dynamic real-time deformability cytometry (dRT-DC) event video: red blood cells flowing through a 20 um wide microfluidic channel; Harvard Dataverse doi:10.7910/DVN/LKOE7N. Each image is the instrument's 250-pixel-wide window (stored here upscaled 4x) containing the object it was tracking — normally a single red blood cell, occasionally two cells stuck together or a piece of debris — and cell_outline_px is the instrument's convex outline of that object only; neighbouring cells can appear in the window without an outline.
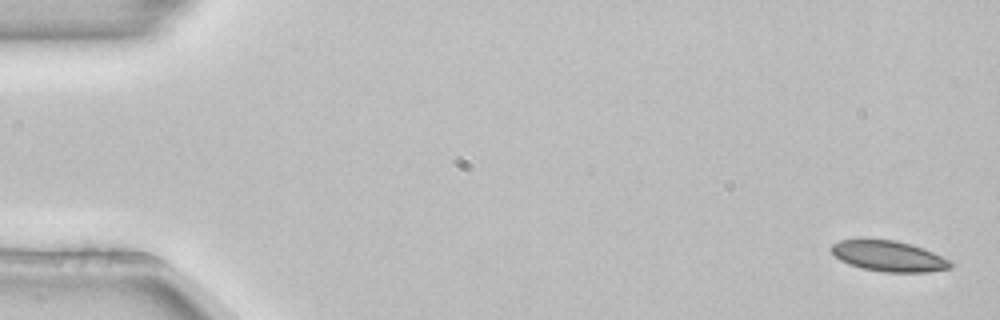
{"species": "common noctule bat (a hibernating species)", "species_latin": "Nyctalus noctula", "temperature_condition": "room temperature", "stored_images_in_passage": 3, "segment_of_instrument_passage": [2, 2], "camera_frame_rate_fps": 3000, "um_per_image_px": 0.085, "animal": {"sex": "female", "body_mass_g": 22.7, "forearm_length_mm": 54.2}, "frame": {"image": 1, "passage_image": 3, "time_ms": 0.667, "image_size_px": [1000, 320], "cell_outline_px": [[952, 268], [928, 272], [884, 272], [860, 268], [848, 264], [840, 260], [828, 248], [832, 244], [840, 240], [896, 240], [912, 244], [924, 248], [948, 260], [952, 264]], "centroid_in_image_um": [75.52, 21.78], "position_along_channel_um": 9.5, "area_um2": 21.21}}